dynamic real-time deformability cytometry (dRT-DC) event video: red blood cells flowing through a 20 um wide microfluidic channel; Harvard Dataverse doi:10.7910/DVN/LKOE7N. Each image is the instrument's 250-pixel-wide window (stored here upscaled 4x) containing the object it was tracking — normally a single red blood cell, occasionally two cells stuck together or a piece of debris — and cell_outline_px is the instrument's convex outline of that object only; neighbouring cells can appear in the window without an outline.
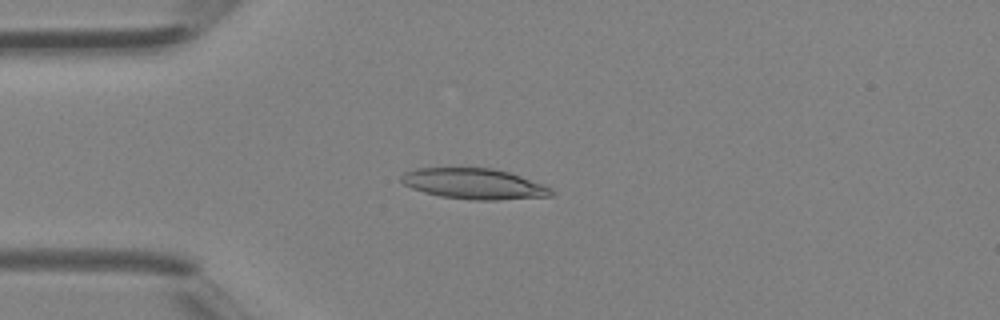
{"species": "Egyptian fruit bat (a non-hibernating species)", "species_latin": "Rousettus aegyptiacus", "temperature_condition": "room temperature", "stored_images_in_passage": 32, "camera_frame_rate_fps": 3000, "um_per_image_px": 0.085, "animal": {"sex": "female"}, "frame": {"image": 1, "passage_image": 9, "time_ms": 2.667, "image_size_px": [1000, 320], "cell_outline_px": [[556, 192], [552, 196], [496, 200], [476, 200], [440, 196], [424, 192], [412, 188], [404, 184], [400, 180], [400, 176], [404, 172], [416, 168], [492, 168], [508, 172], [544, 184]], "centroid_in_image_um": [40.3, 15.62], "position_along_channel_um": 44.7, "area_um2": 26.76}}
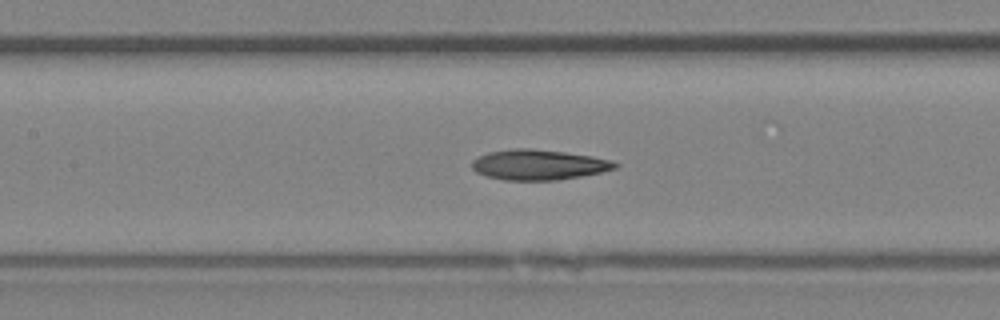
{"frame": {"image": 2, "passage_image": 17, "time_ms": 5.333, "image_size_px": [1000, 320], "cell_outline_px": [[620, 164], [616, 168], [600, 172], [580, 176], [556, 180], [504, 180], [488, 176], [476, 172], [472, 168], [472, 160], [488, 152], [512, 148], [532, 148], [564, 152], [592, 156], [612, 160]], "centroid_in_image_um": [45.78, 13.99], "position_along_channel_um": 161.6, "area_um2": 25.2}}
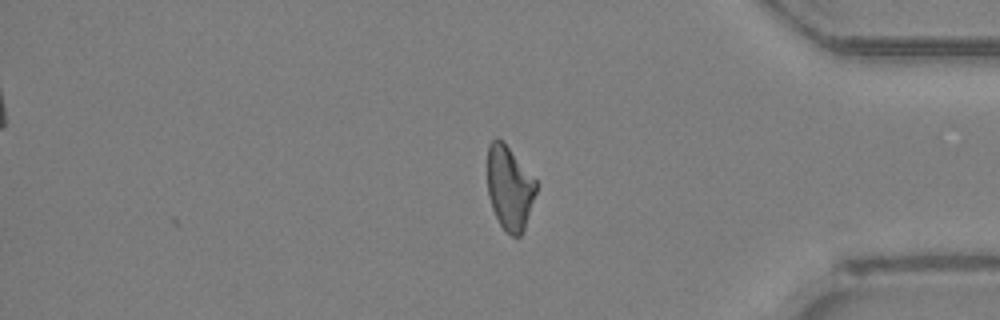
{"frame": {"image": 3, "passage_image": 32, "time_ms": 10.333, "image_size_px": [1000, 320], "cell_outline_px": [[536, 192], [524, 232], [520, 236], [512, 236], [500, 224], [492, 208], [488, 196], [488, 144], [496, 136], [508, 148], [536, 180]], "centroid_in_image_um": [43.31, 16.0], "position_along_channel_um": 391.9, "area_um2": 23.47}}